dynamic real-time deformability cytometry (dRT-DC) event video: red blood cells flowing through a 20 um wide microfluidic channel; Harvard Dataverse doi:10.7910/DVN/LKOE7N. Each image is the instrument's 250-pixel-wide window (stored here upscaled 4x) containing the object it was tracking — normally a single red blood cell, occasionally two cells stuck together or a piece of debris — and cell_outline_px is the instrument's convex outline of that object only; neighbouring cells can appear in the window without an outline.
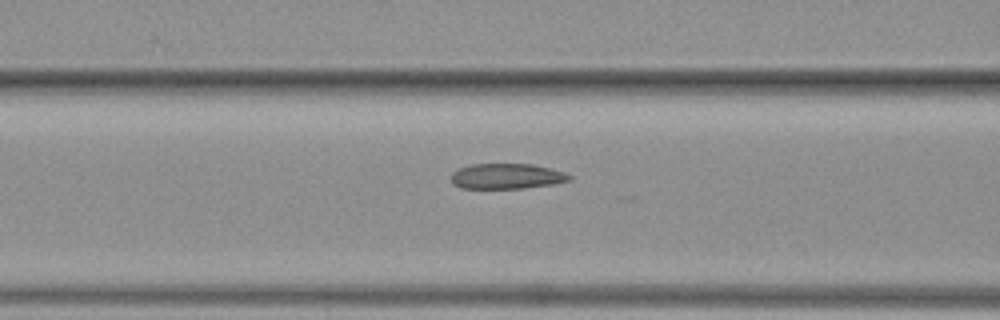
{"species": "common noctule bat (a hibernating species)", "species_latin": "Nyctalus noctula", "temperature_condition": "warm", "stored_images_in_passage": 23, "camera_frame_rate_fps": 3000, "um_per_image_px": 0.085, "animal": {"sex": "female", "body_mass_g": 19.3, "forearm_length_mm": 54.1}, "frame": {"image": 1, "passage_image": 17, "time_ms": 5.333, "image_size_px": [1000, 320], "cell_outline_px": [[572, 180], [552, 184], [524, 188], [460, 188], [452, 184], [448, 176], [452, 172], [460, 168], [472, 164], [532, 164], [552, 168], [564, 172], [572, 176]], "centroid_in_image_um": [43.04, 14.98], "position_along_channel_um": 123.6, "area_um2": 17.69}}
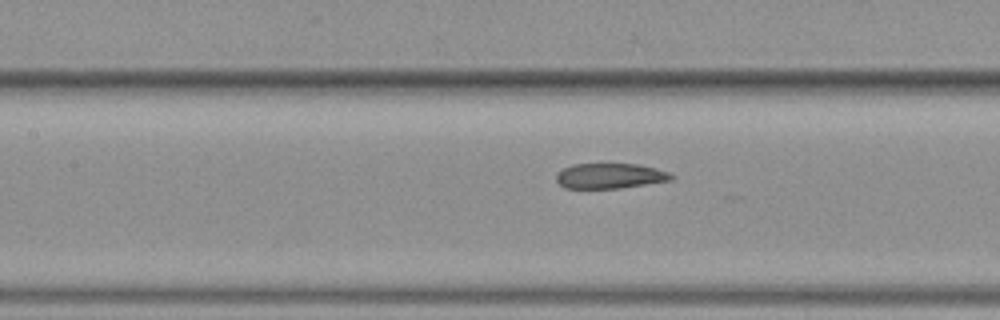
{"frame": {"image": 2, "passage_image": 20, "time_ms": 6.333, "image_size_px": [1000, 320], "cell_outline_px": [[676, 176], [672, 180], [620, 188], [564, 188], [556, 180], [556, 172], [572, 164], [640, 164], [656, 168], [668, 172]], "centroid_in_image_um": [51.85, 14.95], "position_along_channel_um": 155.5, "area_um2": 16.99}}